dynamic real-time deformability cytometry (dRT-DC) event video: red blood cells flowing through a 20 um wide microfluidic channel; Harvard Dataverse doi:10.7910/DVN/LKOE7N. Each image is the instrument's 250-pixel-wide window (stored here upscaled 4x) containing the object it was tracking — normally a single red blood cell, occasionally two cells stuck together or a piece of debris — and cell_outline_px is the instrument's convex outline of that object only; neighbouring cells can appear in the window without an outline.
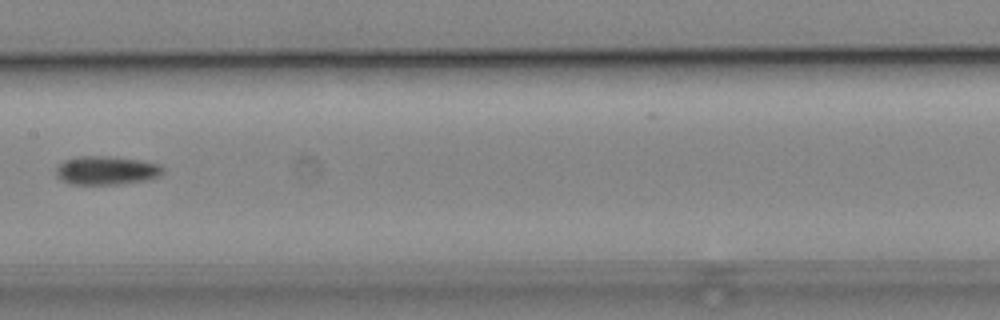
{"species": "common noctule bat (a hibernating species)", "species_latin": "Nyctalus noctula", "temperature_condition": "cold", "stored_images_in_passage": 7, "camera_frame_rate_fps": 3000, "um_per_image_px": 0.085, "animal": {"sex": "male", "body_mass_g": 19.2, "forearm_length_mm": 51.8}, "frame": {"image": 1, "passage_image": 7, "time_ms": 8.0, "image_size_px": [1000, 320], "cell_outline_px": [[164, 168], [156, 176], [144, 180], [116, 184], [72, 184], [56, 176], [56, 168], [64, 160], [80, 156], [108, 156], [140, 160], [160, 164]], "centroid_in_image_um": [9.01, 14.47], "position_along_channel_um": 198.4, "area_um2": 17.46}}